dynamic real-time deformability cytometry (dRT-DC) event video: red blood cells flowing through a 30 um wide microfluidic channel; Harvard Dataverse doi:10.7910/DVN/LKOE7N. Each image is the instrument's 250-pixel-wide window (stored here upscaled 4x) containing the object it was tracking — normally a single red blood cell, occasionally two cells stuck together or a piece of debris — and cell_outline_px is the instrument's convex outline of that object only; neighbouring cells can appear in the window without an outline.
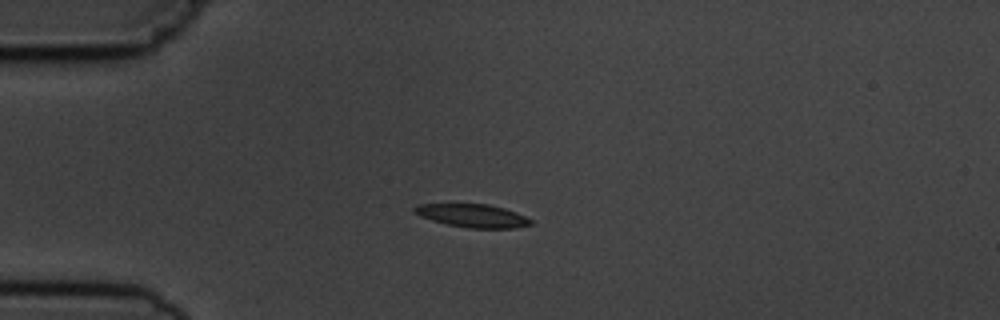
{"species": "common noctule bat (a hibernating species)", "species_latin": "Nyctalus noctula", "temperature_condition": "cold", "stored_images_in_passage": 5, "camera_frame_rate_fps": 3000, "um_per_image_px": 0.085, "animal": {"sex": "male", "body_mass_g": 19.5, "forearm_length_mm": 54.6}, "frame": {"image": 1, "passage_image": 3, "time_ms": 3.333, "image_size_px": [1000, 320], "cell_outline_px": [[532, 224], [516, 228], [468, 228], [448, 224], [432, 220], [420, 216], [412, 208], [416, 204], [488, 204], [504, 208], [516, 212], [532, 220]], "centroid_in_image_um": [40.18, 18.33], "position_along_channel_um": 44.8, "area_um2": 15.61}}
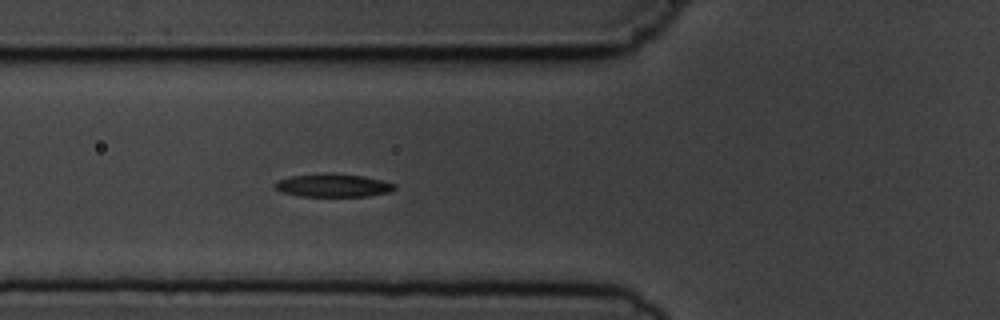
{"frame": {"image": 2, "passage_image": 5, "time_ms": 5.333, "image_size_px": [1000, 320], "cell_outline_px": [[396, 188], [388, 192], [368, 196], [300, 196], [280, 192], [272, 184], [280, 180], [292, 176], [324, 172], [332, 172], [364, 176], [396, 184]], "centroid_in_image_um": [28.29, 15.74], "position_along_channel_um": 97.5, "area_um2": 16.24}}